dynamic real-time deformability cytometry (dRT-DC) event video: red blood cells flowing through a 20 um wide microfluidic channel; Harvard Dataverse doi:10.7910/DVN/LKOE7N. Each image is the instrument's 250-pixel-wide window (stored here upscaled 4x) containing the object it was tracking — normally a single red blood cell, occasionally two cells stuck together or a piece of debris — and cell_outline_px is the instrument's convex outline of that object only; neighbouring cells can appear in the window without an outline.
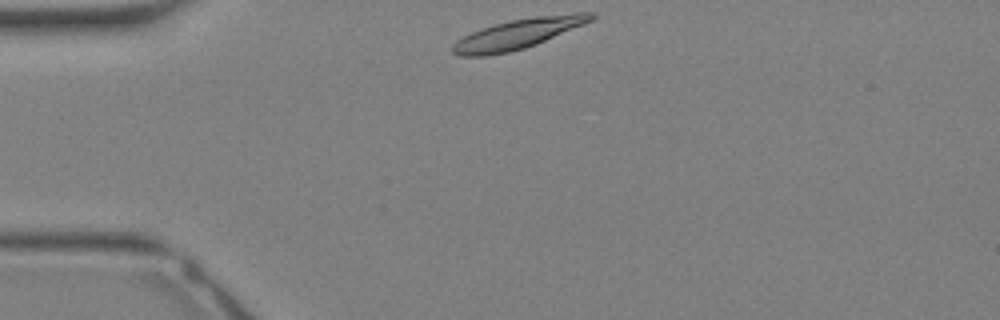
{"species": "Egyptian fruit bat (a non-hibernating species)", "species_latin": "Rousettus aegyptiacus", "temperature_condition": "warm", "stored_images_in_passage": 27, "camera_frame_rate_fps": 3000, "um_per_image_px": 0.085, "animal": {"sex": "female"}, "frame": {"image": 1, "passage_image": 1, "time_ms": 0.0, "image_size_px": [1000, 320], "cell_outline_px": [[596, 16], [592, 20], [584, 24], [536, 44], [524, 48], [508, 52], [488, 56], [460, 56], [452, 52], [452, 44], [456, 40], [472, 32], [496, 24], [512, 20], [536, 16], [576, 12], [596, 12]], "centroid_in_image_um": [44.05, 2.87], "position_along_channel_um": 41.0, "area_um2": 23.93}}
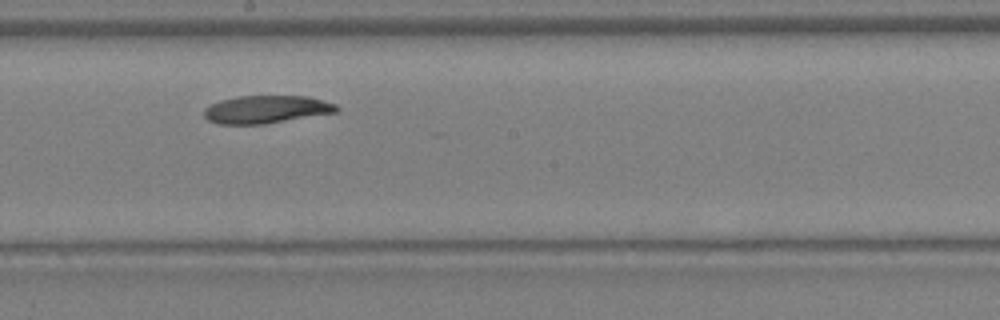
{"frame": {"image": 2, "passage_image": 12, "time_ms": 3.667, "image_size_px": [1000, 320], "cell_outline_px": [[340, 108], [336, 112], [264, 124], [220, 124], [208, 120], [204, 116], [204, 108], [220, 100], [236, 96], [308, 96], [324, 100], [336, 104]], "centroid_in_image_um": [22.63, 9.29], "position_along_channel_um": 225.6, "area_um2": 21.44}}
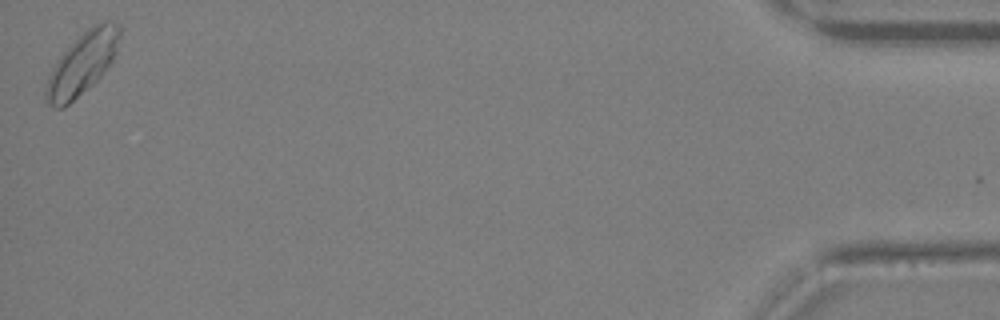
{"frame": {"image": 3, "passage_image": 27, "time_ms": 8.667, "image_size_px": [1000, 320], "cell_outline_px": [[120, 36], [116, 52], [112, 60], [104, 72], [92, 84], [64, 108], [56, 108], [48, 104], [44, 100], [44, 92], [48, 76], [56, 60], [88, 28], [104, 20], [120, 24]], "centroid_in_image_um": [6.97, 5.42], "position_along_channel_um": 428.2, "area_um2": 26.36}}